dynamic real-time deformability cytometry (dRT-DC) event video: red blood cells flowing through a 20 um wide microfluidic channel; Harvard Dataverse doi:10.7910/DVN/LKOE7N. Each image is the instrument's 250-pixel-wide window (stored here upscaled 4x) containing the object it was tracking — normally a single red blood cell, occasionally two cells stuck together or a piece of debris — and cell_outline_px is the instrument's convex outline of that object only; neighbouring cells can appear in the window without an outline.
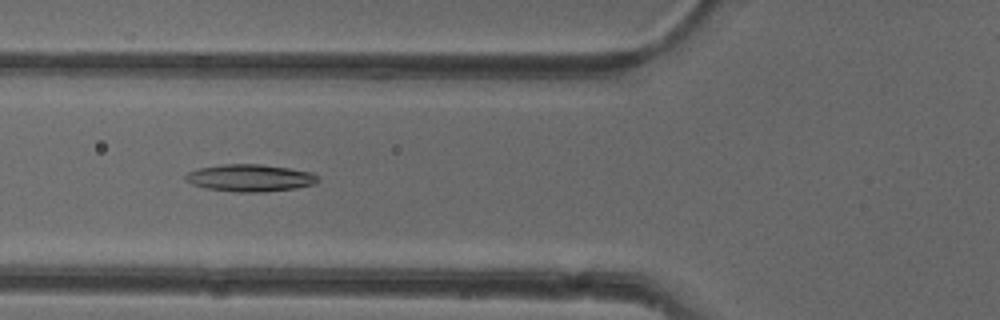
{"species": "common noctule bat (a hibernating species)", "species_latin": "Nyctalus noctula", "temperature_condition": "cold", "stored_images_in_passage": 50, "camera_frame_rate_fps": 3000, "um_per_image_px": 0.085, "animal": {"sex": "female"}, "frame": {"image": 1, "passage_image": 17, "time_ms": 5.333, "image_size_px": [1000, 320], "cell_outline_px": [[320, 180], [312, 184], [296, 188], [260, 192], [236, 192], [204, 188], [192, 184], [184, 180], [184, 176], [188, 172], [200, 168], [224, 164], [260, 164], [288, 168], [312, 172]], "centroid_in_image_um": [21.22, 15.12], "position_along_channel_um": 104.6, "area_um2": 20.87}}
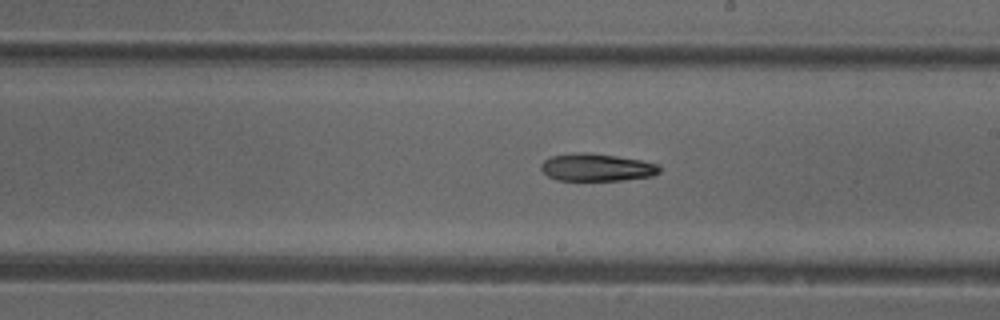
{"frame": {"image": 2, "passage_image": 27, "time_ms": 8.667, "image_size_px": [1000, 320], "cell_outline_px": [[660, 172], [652, 176], [620, 180], [556, 180], [548, 176], [540, 168], [540, 164], [544, 160], [552, 156], [576, 152], [588, 152], [616, 156], [640, 160], [660, 164]], "centroid_in_image_um": [50.71, 14.22], "position_along_channel_um": 238.3, "area_um2": 19.02}}
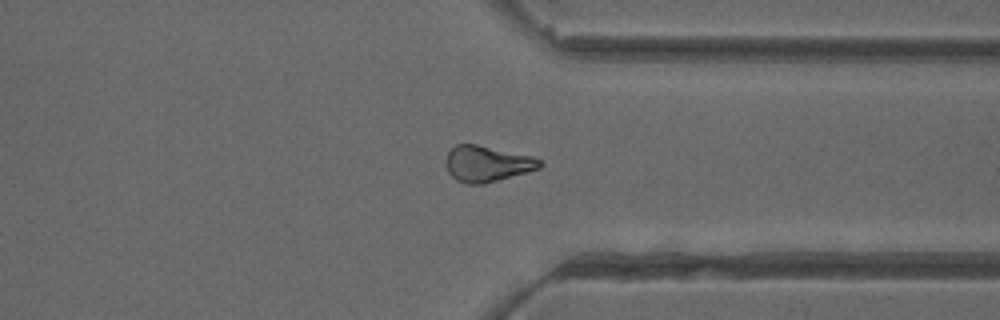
{"frame": {"image": 3, "passage_image": 37, "time_ms": 12.0, "image_size_px": [1000, 320], "cell_outline_px": [[544, 164], [540, 168], [484, 184], [464, 184], [456, 180], [448, 172], [448, 152], [456, 144], [476, 144], [532, 156], [540, 160]], "centroid_in_image_um": [41.42, 13.92], "position_along_channel_um": 370.0, "area_um2": 19.42}, "authors_computed_cell_mechanics": {"area_um2": 19.8543, "velocity_mm_per_s": 3.9981, "shape_relaxation_time_tau1_ms": 6.1745, "shape_relaxation_time_tau2_ms": null, "deformation_change_tau1": 0.1295, "deformation_change_tau2": null}}